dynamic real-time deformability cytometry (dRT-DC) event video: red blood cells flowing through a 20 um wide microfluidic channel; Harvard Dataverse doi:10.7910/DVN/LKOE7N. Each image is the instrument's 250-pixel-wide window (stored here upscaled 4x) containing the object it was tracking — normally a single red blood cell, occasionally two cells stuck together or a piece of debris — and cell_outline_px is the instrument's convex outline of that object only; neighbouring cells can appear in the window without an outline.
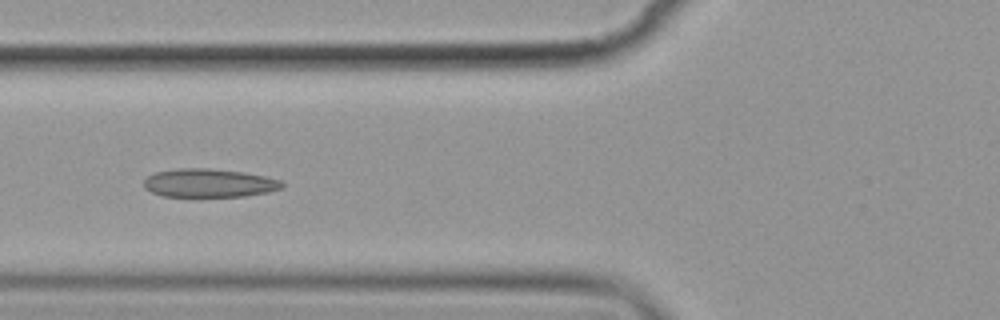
{"species": "common noctule bat (a hibernating species)", "species_latin": "Nyctalus noctula", "temperature_condition": "cold", "stored_images_in_passage": 6, "camera_frame_rate_fps": 3000, "um_per_image_px": 0.085, "animal": {"sex": "female", "body_mass_g": 19.9}, "frame": {"image": 1, "passage_image": 6, "time_ms": 6.0, "image_size_px": [1000, 320], "cell_outline_px": [[284, 188], [268, 192], [244, 196], [164, 196], [152, 192], [144, 188], [144, 180], [148, 176], [156, 172], [176, 168], [208, 168], [244, 172], [264, 176], [280, 180], [284, 184]], "centroid_in_image_um": [17.78, 15.55], "position_along_channel_um": 108.0, "area_um2": 22.89}}